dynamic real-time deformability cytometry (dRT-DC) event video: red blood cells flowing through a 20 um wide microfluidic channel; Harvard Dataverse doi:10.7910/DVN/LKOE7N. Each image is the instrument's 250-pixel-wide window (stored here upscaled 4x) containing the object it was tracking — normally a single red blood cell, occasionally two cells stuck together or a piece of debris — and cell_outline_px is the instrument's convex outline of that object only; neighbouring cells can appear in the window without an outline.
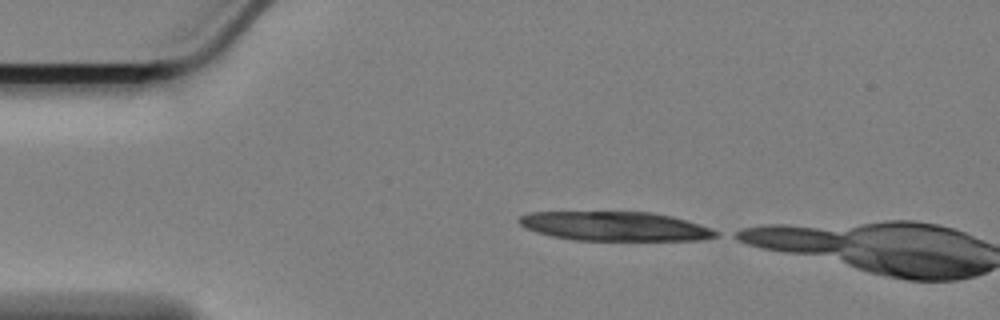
{"species": "Egyptian fruit bat (a non-hibernating species)", "species_latin": "Rousettus aegyptiacus", "temperature_condition": "cold", "stored_images_in_passage": 3, "camera_frame_rate_fps": 3000, "um_per_image_px": 0.085, "animal": {"sex": "female"}, "frame": {"image": 1, "passage_image": 1, "time_ms": 0.0, "image_size_px": [1000, 320], "cell_outline_px": [[720, 236], [700, 240], [576, 240], [552, 236], [536, 232], [524, 228], [516, 220], [520, 216], [528, 212], [652, 212], [672, 216], [712, 228], [720, 232]], "centroid_in_image_um": [52.28, 19.23], "position_along_channel_um": 32.7, "area_um2": 33.64}}